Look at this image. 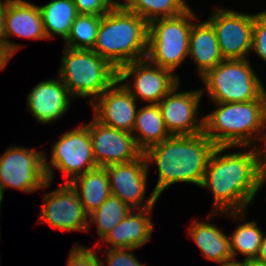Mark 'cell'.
<instances>
[{
	"instance_id": "2e32d148",
	"label": "cell",
	"mask_w": 266,
	"mask_h": 266,
	"mask_svg": "<svg viewBox=\"0 0 266 266\" xmlns=\"http://www.w3.org/2000/svg\"><path fill=\"white\" fill-rule=\"evenodd\" d=\"M137 100L117 79L90 106L101 123L132 133L138 110Z\"/></svg>"
},
{
	"instance_id": "44dd1931",
	"label": "cell",
	"mask_w": 266,
	"mask_h": 266,
	"mask_svg": "<svg viewBox=\"0 0 266 266\" xmlns=\"http://www.w3.org/2000/svg\"><path fill=\"white\" fill-rule=\"evenodd\" d=\"M188 56L197 65L198 78L204 76L224 60L219 49L215 29L207 19L200 22V17H198L193 22Z\"/></svg>"
},
{
	"instance_id": "3957f363",
	"label": "cell",
	"mask_w": 266,
	"mask_h": 266,
	"mask_svg": "<svg viewBox=\"0 0 266 266\" xmlns=\"http://www.w3.org/2000/svg\"><path fill=\"white\" fill-rule=\"evenodd\" d=\"M149 23L138 14L116 5L101 16L93 51L119 70L146 58Z\"/></svg>"
},
{
	"instance_id": "ac0fdd59",
	"label": "cell",
	"mask_w": 266,
	"mask_h": 266,
	"mask_svg": "<svg viewBox=\"0 0 266 266\" xmlns=\"http://www.w3.org/2000/svg\"><path fill=\"white\" fill-rule=\"evenodd\" d=\"M26 95L28 112L41 124L57 122L68 112L74 99L58 75L34 85Z\"/></svg>"
},
{
	"instance_id": "7c38bea8",
	"label": "cell",
	"mask_w": 266,
	"mask_h": 266,
	"mask_svg": "<svg viewBox=\"0 0 266 266\" xmlns=\"http://www.w3.org/2000/svg\"><path fill=\"white\" fill-rule=\"evenodd\" d=\"M105 167L112 195L120 198L131 209L154 208L160 197L152 191L150 197L145 198L149 166L144 154L132 162Z\"/></svg>"
},
{
	"instance_id": "1f68e13d",
	"label": "cell",
	"mask_w": 266,
	"mask_h": 266,
	"mask_svg": "<svg viewBox=\"0 0 266 266\" xmlns=\"http://www.w3.org/2000/svg\"><path fill=\"white\" fill-rule=\"evenodd\" d=\"M78 14L103 16L111 11L116 4L112 0H73Z\"/></svg>"
},
{
	"instance_id": "4dcf8cb0",
	"label": "cell",
	"mask_w": 266,
	"mask_h": 266,
	"mask_svg": "<svg viewBox=\"0 0 266 266\" xmlns=\"http://www.w3.org/2000/svg\"><path fill=\"white\" fill-rule=\"evenodd\" d=\"M251 52L266 63V10L256 13L254 16Z\"/></svg>"
},
{
	"instance_id": "8992f818",
	"label": "cell",
	"mask_w": 266,
	"mask_h": 266,
	"mask_svg": "<svg viewBox=\"0 0 266 266\" xmlns=\"http://www.w3.org/2000/svg\"><path fill=\"white\" fill-rule=\"evenodd\" d=\"M249 59H224L200 79L202 96L215 103L247 102L266 99V86Z\"/></svg>"
},
{
	"instance_id": "836d02e7",
	"label": "cell",
	"mask_w": 266,
	"mask_h": 266,
	"mask_svg": "<svg viewBox=\"0 0 266 266\" xmlns=\"http://www.w3.org/2000/svg\"><path fill=\"white\" fill-rule=\"evenodd\" d=\"M13 56L14 54L10 49L5 44L0 43V71L6 68Z\"/></svg>"
},
{
	"instance_id": "6da1fadb",
	"label": "cell",
	"mask_w": 266,
	"mask_h": 266,
	"mask_svg": "<svg viewBox=\"0 0 266 266\" xmlns=\"http://www.w3.org/2000/svg\"><path fill=\"white\" fill-rule=\"evenodd\" d=\"M231 148L242 150L224 153ZM265 184L266 177L259 171L251 147L217 146L209 158L200 188L210 190L213 195L212 212L227 213L247 211Z\"/></svg>"
},
{
	"instance_id": "d6a6232c",
	"label": "cell",
	"mask_w": 266,
	"mask_h": 266,
	"mask_svg": "<svg viewBox=\"0 0 266 266\" xmlns=\"http://www.w3.org/2000/svg\"><path fill=\"white\" fill-rule=\"evenodd\" d=\"M258 142L262 145L257 144ZM250 147L253 149L259 171L266 177V112L261 129Z\"/></svg>"
},
{
	"instance_id": "f35d334b",
	"label": "cell",
	"mask_w": 266,
	"mask_h": 266,
	"mask_svg": "<svg viewBox=\"0 0 266 266\" xmlns=\"http://www.w3.org/2000/svg\"><path fill=\"white\" fill-rule=\"evenodd\" d=\"M116 5H122V3L125 2V0H112Z\"/></svg>"
},
{
	"instance_id": "d590c367",
	"label": "cell",
	"mask_w": 266,
	"mask_h": 266,
	"mask_svg": "<svg viewBox=\"0 0 266 266\" xmlns=\"http://www.w3.org/2000/svg\"><path fill=\"white\" fill-rule=\"evenodd\" d=\"M256 260L266 263V234L263 235L262 243L260 245Z\"/></svg>"
},
{
	"instance_id": "83f0119b",
	"label": "cell",
	"mask_w": 266,
	"mask_h": 266,
	"mask_svg": "<svg viewBox=\"0 0 266 266\" xmlns=\"http://www.w3.org/2000/svg\"><path fill=\"white\" fill-rule=\"evenodd\" d=\"M101 16L78 14L74 20L63 47L93 50Z\"/></svg>"
},
{
	"instance_id": "e575fe53",
	"label": "cell",
	"mask_w": 266,
	"mask_h": 266,
	"mask_svg": "<svg viewBox=\"0 0 266 266\" xmlns=\"http://www.w3.org/2000/svg\"><path fill=\"white\" fill-rule=\"evenodd\" d=\"M5 4L0 3V43L4 44L5 36Z\"/></svg>"
},
{
	"instance_id": "9c48e42d",
	"label": "cell",
	"mask_w": 266,
	"mask_h": 266,
	"mask_svg": "<svg viewBox=\"0 0 266 266\" xmlns=\"http://www.w3.org/2000/svg\"><path fill=\"white\" fill-rule=\"evenodd\" d=\"M44 167V151L24 146H10L0 156V203L6 188L26 194L50 188Z\"/></svg>"
},
{
	"instance_id": "7402d4cb",
	"label": "cell",
	"mask_w": 266,
	"mask_h": 266,
	"mask_svg": "<svg viewBox=\"0 0 266 266\" xmlns=\"http://www.w3.org/2000/svg\"><path fill=\"white\" fill-rule=\"evenodd\" d=\"M70 184L76 190L88 215L111 195L108 174L103 166H97L77 176Z\"/></svg>"
},
{
	"instance_id": "ffe728a7",
	"label": "cell",
	"mask_w": 266,
	"mask_h": 266,
	"mask_svg": "<svg viewBox=\"0 0 266 266\" xmlns=\"http://www.w3.org/2000/svg\"><path fill=\"white\" fill-rule=\"evenodd\" d=\"M217 215H225V212H210L205 221L193 219L192 224L188 228L187 235L196 243V246L200 249L203 256L211 261H214L220 265L233 260L229 235L224 232L216 224L210 223L211 218ZM227 234V235H226Z\"/></svg>"
},
{
	"instance_id": "d6986e66",
	"label": "cell",
	"mask_w": 266,
	"mask_h": 266,
	"mask_svg": "<svg viewBox=\"0 0 266 266\" xmlns=\"http://www.w3.org/2000/svg\"><path fill=\"white\" fill-rule=\"evenodd\" d=\"M154 208L132 209L117 226L101 240L102 245L109 244L107 249L143 247L150 241L154 223Z\"/></svg>"
},
{
	"instance_id": "d4e9b609",
	"label": "cell",
	"mask_w": 266,
	"mask_h": 266,
	"mask_svg": "<svg viewBox=\"0 0 266 266\" xmlns=\"http://www.w3.org/2000/svg\"><path fill=\"white\" fill-rule=\"evenodd\" d=\"M47 39L65 40L78 15L73 0H51L39 6Z\"/></svg>"
},
{
	"instance_id": "e0dca14e",
	"label": "cell",
	"mask_w": 266,
	"mask_h": 266,
	"mask_svg": "<svg viewBox=\"0 0 266 266\" xmlns=\"http://www.w3.org/2000/svg\"><path fill=\"white\" fill-rule=\"evenodd\" d=\"M4 26V44L14 55L24 45L16 43L10 38L47 39L39 6L29 0H12L5 4Z\"/></svg>"
},
{
	"instance_id": "5b68a950",
	"label": "cell",
	"mask_w": 266,
	"mask_h": 266,
	"mask_svg": "<svg viewBox=\"0 0 266 266\" xmlns=\"http://www.w3.org/2000/svg\"><path fill=\"white\" fill-rule=\"evenodd\" d=\"M63 48L57 75L73 98L88 97L91 105L118 79V70L93 50Z\"/></svg>"
},
{
	"instance_id": "8fae6325",
	"label": "cell",
	"mask_w": 266,
	"mask_h": 266,
	"mask_svg": "<svg viewBox=\"0 0 266 266\" xmlns=\"http://www.w3.org/2000/svg\"><path fill=\"white\" fill-rule=\"evenodd\" d=\"M255 13L214 6L207 20L215 29L224 59H247L252 50Z\"/></svg>"
},
{
	"instance_id": "9a60e30c",
	"label": "cell",
	"mask_w": 266,
	"mask_h": 266,
	"mask_svg": "<svg viewBox=\"0 0 266 266\" xmlns=\"http://www.w3.org/2000/svg\"><path fill=\"white\" fill-rule=\"evenodd\" d=\"M87 128L97 166L132 162L143 154L132 133L107 126L95 117Z\"/></svg>"
},
{
	"instance_id": "cb8c5ba5",
	"label": "cell",
	"mask_w": 266,
	"mask_h": 266,
	"mask_svg": "<svg viewBox=\"0 0 266 266\" xmlns=\"http://www.w3.org/2000/svg\"><path fill=\"white\" fill-rule=\"evenodd\" d=\"M247 211L227 212L229 217L238 224L229 235L230 251L233 260H238V254L244 255L243 260L256 259L262 243L264 232L257 225L256 221H246ZM239 222V223H238Z\"/></svg>"
},
{
	"instance_id": "ba28073f",
	"label": "cell",
	"mask_w": 266,
	"mask_h": 266,
	"mask_svg": "<svg viewBox=\"0 0 266 266\" xmlns=\"http://www.w3.org/2000/svg\"><path fill=\"white\" fill-rule=\"evenodd\" d=\"M81 123L77 128L63 133L51 146V158L44 151V167L48 181L55 177L54 169L70 183L77 176L97 167L92 148V141L87 124Z\"/></svg>"
},
{
	"instance_id": "52a82bcc",
	"label": "cell",
	"mask_w": 266,
	"mask_h": 266,
	"mask_svg": "<svg viewBox=\"0 0 266 266\" xmlns=\"http://www.w3.org/2000/svg\"><path fill=\"white\" fill-rule=\"evenodd\" d=\"M197 18L190 7L181 15L151 21L146 58L176 74L175 70L189 55L190 31Z\"/></svg>"
},
{
	"instance_id": "ab89813d",
	"label": "cell",
	"mask_w": 266,
	"mask_h": 266,
	"mask_svg": "<svg viewBox=\"0 0 266 266\" xmlns=\"http://www.w3.org/2000/svg\"><path fill=\"white\" fill-rule=\"evenodd\" d=\"M10 1H12V0H0V3L1 4H6V3L10 2Z\"/></svg>"
},
{
	"instance_id": "74e56055",
	"label": "cell",
	"mask_w": 266,
	"mask_h": 266,
	"mask_svg": "<svg viewBox=\"0 0 266 266\" xmlns=\"http://www.w3.org/2000/svg\"><path fill=\"white\" fill-rule=\"evenodd\" d=\"M247 266H266V263L258 261L256 259L247 260Z\"/></svg>"
},
{
	"instance_id": "7a4b0ae2",
	"label": "cell",
	"mask_w": 266,
	"mask_h": 266,
	"mask_svg": "<svg viewBox=\"0 0 266 266\" xmlns=\"http://www.w3.org/2000/svg\"><path fill=\"white\" fill-rule=\"evenodd\" d=\"M217 146L204 132L194 135H171L143 154L150 168L155 163L157 184L153 191L160 195L176 183L201 186L208 161Z\"/></svg>"
},
{
	"instance_id": "603a6c76",
	"label": "cell",
	"mask_w": 266,
	"mask_h": 266,
	"mask_svg": "<svg viewBox=\"0 0 266 266\" xmlns=\"http://www.w3.org/2000/svg\"><path fill=\"white\" fill-rule=\"evenodd\" d=\"M132 134L136 145L143 153L171 136L158 104H144L138 108Z\"/></svg>"
},
{
	"instance_id": "277c9868",
	"label": "cell",
	"mask_w": 266,
	"mask_h": 266,
	"mask_svg": "<svg viewBox=\"0 0 266 266\" xmlns=\"http://www.w3.org/2000/svg\"><path fill=\"white\" fill-rule=\"evenodd\" d=\"M213 104V111L203 116L205 135L216 146L250 147L261 129L266 99Z\"/></svg>"
},
{
	"instance_id": "f1b7e54d",
	"label": "cell",
	"mask_w": 266,
	"mask_h": 266,
	"mask_svg": "<svg viewBox=\"0 0 266 266\" xmlns=\"http://www.w3.org/2000/svg\"><path fill=\"white\" fill-rule=\"evenodd\" d=\"M76 244V245H75ZM74 246L70 249L69 257L67 258L66 266H102V262L98 250L88 248L76 242Z\"/></svg>"
},
{
	"instance_id": "30bf717a",
	"label": "cell",
	"mask_w": 266,
	"mask_h": 266,
	"mask_svg": "<svg viewBox=\"0 0 266 266\" xmlns=\"http://www.w3.org/2000/svg\"><path fill=\"white\" fill-rule=\"evenodd\" d=\"M129 78H133L132 81ZM118 80L137 101L145 104H158L181 82L179 75L151 63L147 58L122 66L118 70Z\"/></svg>"
},
{
	"instance_id": "4fadbf2b",
	"label": "cell",
	"mask_w": 266,
	"mask_h": 266,
	"mask_svg": "<svg viewBox=\"0 0 266 266\" xmlns=\"http://www.w3.org/2000/svg\"><path fill=\"white\" fill-rule=\"evenodd\" d=\"M43 205L38 223H45L65 232L88 230V214L70 183L43 193Z\"/></svg>"
},
{
	"instance_id": "4316f807",
	"label": "cell",
	"mask_w": 266,
	"mask_h": 266,
	"mask_svg": "<svg viewBox=\"0 0 266 266\" xmlns=\"http://www.w3.org/2000/svg\"><path fill=\"white\" fill-rule=\"evenodd\" d=\"M122 6L138 14L148 23L160 18L181 15L190 8L186 0H125Z\"/></svg>"
},
{
	"instance_id": "f546056e",
	"label": "cell",
	"mask_w": 266,
	"mask_h": 266,
	"mask_svg": "<svg viewBox=\"0 0 266 266\" xmlns=\"http://www.w3.org/2000/svg\"><path fill=\"white\" fill-rule=\"evenodd\" d=\"M134 250L136 248L106 249L104 258H100L102 266H148L135 257Z\"/></svg>"
},
{
	"instance_id": "5bb4252c",
	"label": "cell",
	"mask_w": 266,
	"mask_h": 266,
	"mask_svg": "<svg viewBox=\"0 0 266 266\" xmlns=\"http://www.w3.org/2000/svg\"><path fill=\"white\" fill-rule=\"evenodd\" d=\"M180 84L158 103L166 129L170 135L200 134L204 132V117L198 116L201 89L180 91Z\"/></svg>"
},
{
	"instance_id": "8d00e7d4",
	"label": "cell",
	"mask_w": 266,
	"mask_h": 266,
	"mask_svg": "<svg viewBox=\"0 0 266 266\" xmlns=\"http://www.w3.org/2000/svg\"><path fill=\"white\" fill-rule=\"evenodd\" d=\"M221 266H247V260H232Z\"/></svg>"
},
{
	"instance_id": "484cf974",
	"label": "cell",
	"mask_w": 266,
	"mask_h": 266,
	"mask_svg": "<svg viewBox=\"0 0 266 266\" xmlns=\"http://www.w3.org/2000/svg\"><path fill=\"white\" fill-rule=\"evenodd\" d=\"M132 209L120 198L110 195L96 210L88 215V231L90 225H96V233L100 241L119 224Z\"/></svg>"
}]
</instances>
